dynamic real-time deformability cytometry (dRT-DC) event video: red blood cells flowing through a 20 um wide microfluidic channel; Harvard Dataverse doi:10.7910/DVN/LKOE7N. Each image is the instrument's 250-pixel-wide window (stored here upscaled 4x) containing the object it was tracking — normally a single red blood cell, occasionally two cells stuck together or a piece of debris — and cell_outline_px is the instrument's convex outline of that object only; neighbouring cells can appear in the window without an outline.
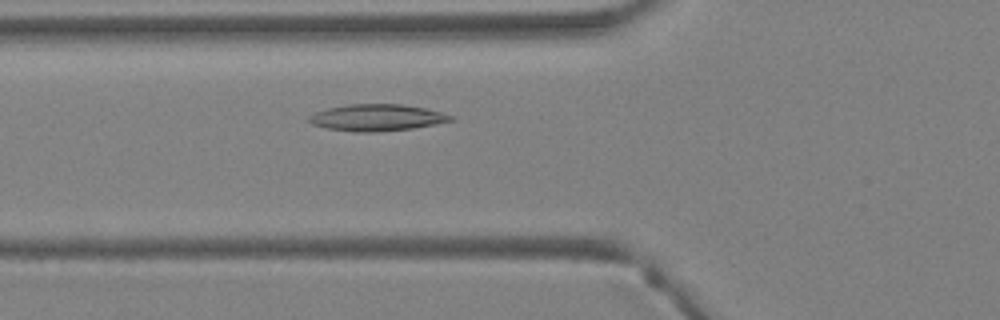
{"species": "Egyptian fruit bat (a non-hibernating species)", "species_latin": "Rousettus aegyptiacus", "temperature_condition": "warm", "stored_images_in_passage": 29, "camera_frame_rate_fps": 3000, "um_per_image_px": 0.085, "animal": {"sex": "female"}, "frame": {"image": 1, "passage_image": 4, "time_ms": 1.0, "image_size_px": [1000, 320], "cell_outline_px": [[452, 120], [436, 124], [412, 128], [376, 132], [352, 132], [324, 128], [312, 124], [308, 120], [308, 116], [316, 112], [328, 108], [348, 104], [404, 104], [424, 108], [440, 112], [452, 116]], "centroid_in_image_um": [31.98, 10.0], "position_along_channel_um": 93.8, "area_um2": 21.96}}
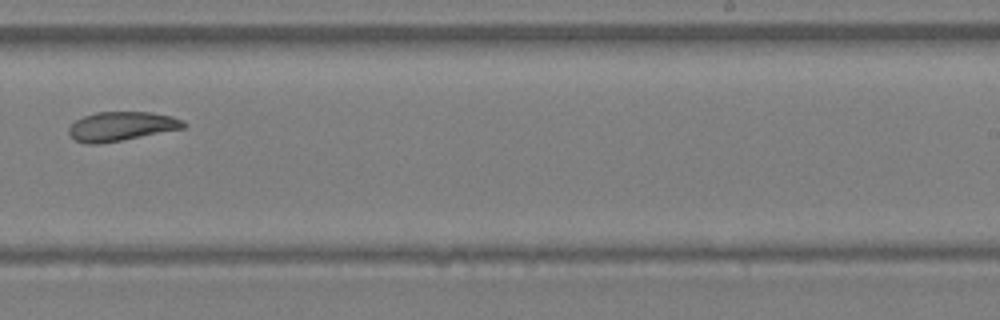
{"frame": {"image": 2, "passage_image": 15, "time_ms": 4.667, "image_size_px": [1000, 320], "cell_outline_px": [[188, 124], [184, 128], [120, 140], [96, 144], [88, 144], [76, 140], [68, 132], [68, 128], [76, 120], [84, 116], [96, 112], [152, 112], [172, 116], [184, 120]], "centroid_in_image_um": [10.34, 10.72], "position_along_channel_um": 278.7, "area_um2": 19.31}}
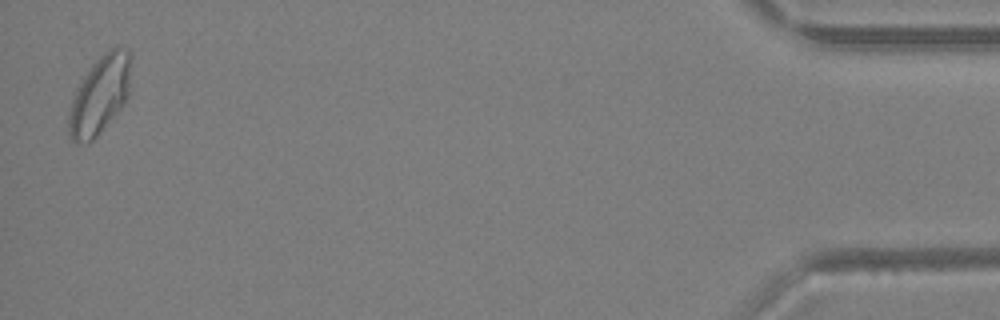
{"frame": {"image": 3, "passage_image": 29, "time_ms": 9.333, "image_size_px": [1000, 320], "cell_outline_px": [[132, 60], [128, 96], [124, 104], [96, 136], [92, 140], [72, 140], [68, 132], [68, 112], [76, 88], [88, 68], [108, 48], [116, 44], [128, 48], [132, 52]], "centroid_in_image_um": [8.53, 7.94], "position_along_channel_um": 426.7, "area_um2": 28.55}}